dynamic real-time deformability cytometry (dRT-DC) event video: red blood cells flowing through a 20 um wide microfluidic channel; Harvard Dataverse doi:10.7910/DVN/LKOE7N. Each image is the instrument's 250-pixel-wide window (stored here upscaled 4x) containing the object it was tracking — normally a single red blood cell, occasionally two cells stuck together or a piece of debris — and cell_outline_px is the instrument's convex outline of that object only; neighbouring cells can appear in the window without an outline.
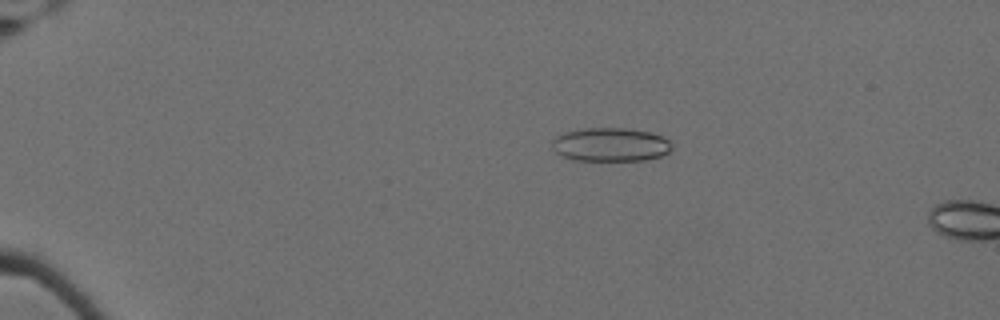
{"species": "Egyptian fruit bat (a non-hibernating species)", "species_latin": "Rousettus aegyptiacus", "temperature_condition": "cold", "stored_images_in_passage": 16, "camera_frame_rate_fps": 3000, "um_per_image_px": 0.085, "animal": {"sex": "female"}, "frame": {"image": 1, "passage_image": 12, "time_ms": 3.667, "image_size_px": [1000, 320], "cell_outline_px": [[672, 148], [668, 152], [660, 156], [644, 160], [572, 160], [556, 152], [552, 144], [552, 140], [556, 136], [564, 132], [584, 128], [628, 128], [648, 132], [664, 136], [672, 144]], "centroid_in_image_um": [51.9, 12.28], "position_along_channel_um": 33.1, "area_um2": 23.47}}